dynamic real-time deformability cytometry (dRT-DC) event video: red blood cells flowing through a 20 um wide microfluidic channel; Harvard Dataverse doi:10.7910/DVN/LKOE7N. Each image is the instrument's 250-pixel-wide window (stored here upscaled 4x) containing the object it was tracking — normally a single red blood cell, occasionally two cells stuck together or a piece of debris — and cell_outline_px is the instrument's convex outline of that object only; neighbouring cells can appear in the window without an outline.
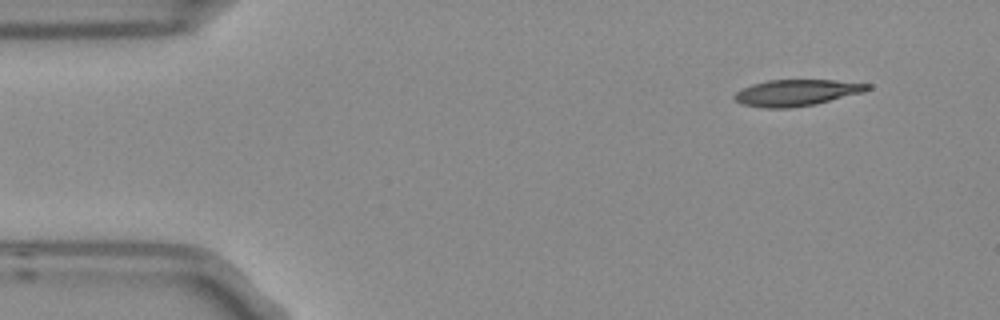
{"species": "Egyptian fruit bat (a non-hibernating species)", "species_latin": "Rousettus aegyptiacus", "temperature_condition": "room temperature", "stored_images_in_passage": 5, "segment_of_instrument_passage": [1, 2], "camera_frame_rate_fps": 3000, "um_per_image_px": 0.085, "frame": {"image": 1, "passage_image": 1, "time_ms": 0.0, "image_size_px": [1000, 320], "cell_outline_px": [[872, 88], [864, 92], [816, 104], [792, 108], [764, 108], [744, 104], [736, 100], [732, 96], [736, 92], [752, 84], [768, 80], [836, 80], [872, 84]], "centroid_in_image_um": [67.75, 7.88], "position_along_channel_um": 17.2, "area_um2": 20.46}}
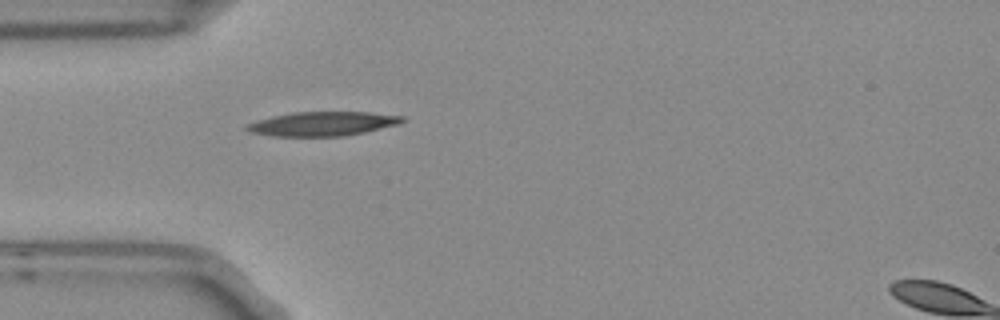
{"frame": {"image": 2, "passage_image": 4, "time_ms": 1.0, "image_size_px": [1000, 320], "cell_outline_px": [[404, 120], [400, 124], [364, 132], [344, 136], [272, 136], [252, 132], [244, 128], [248, 124], [256, 120], [272, 116], [292, 112], [372, 112], [404, 116]], "centroid_in_image_um": [27.44, 10.51], "position_along_channel_um": 57.6, "area_um2": 21.91}}